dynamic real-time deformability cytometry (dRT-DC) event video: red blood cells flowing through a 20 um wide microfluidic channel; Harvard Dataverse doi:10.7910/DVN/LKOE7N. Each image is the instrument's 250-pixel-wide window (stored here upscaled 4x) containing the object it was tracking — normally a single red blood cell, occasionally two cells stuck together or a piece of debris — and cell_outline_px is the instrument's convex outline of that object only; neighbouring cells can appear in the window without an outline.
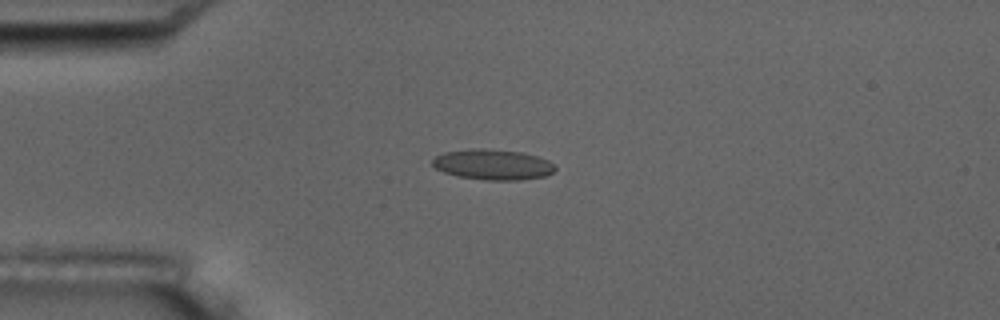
{"species": "common noctule bat (a hibernating species)", "species_latin": "Nyctalus noctula", "temperature_condition": "room temperature", "stored_images_in_passage": 9, "camera_frame_rate_fps": 3000, "um_per_image_px": 0.085, "animal": {"sex": "male", "body_mass_g": 17.5, "forearm_length_mm": 52.3}, "frame": {"image": 1, "passage_image": 3, "time_ms": 2.333, "image_size_px": [1000, 320], "cell_outline_px": [[556, 168], [552, 172], [544, 176], [520, 180], [484, 180], [456, 176], [444, 172], [436, 168], [432, 164], [432, 160], [436, 156], [444, 152], [472, 148], [484, 148], [520, 152], [536, 156], [548, 160]], "centroid_in_image_um": [41.85, 13.99], "position_along_channel_um": 43.1, "area_um2": 21.73}}
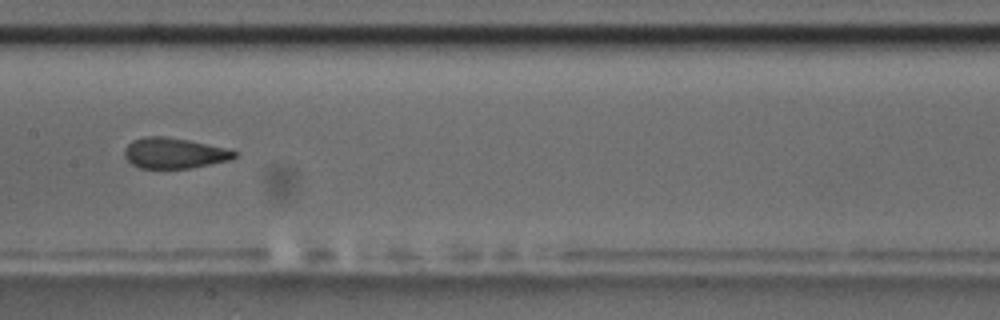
{"frame": {"image": 2, "passage_image": 7, "time_ms": 7.0, "image_size_px": [1000, 320], "cell_outline_px": [[240, 152], [232, 160], [188, 168], [140, 168], [132, 164], [124, 156], [124, 148], [132, 140], [144, 136], [168, 136], [232, 148]], "centroid_in_image_um": [14.87, 12.99], "position_along_channel_um": 192.5, "area_um2": 20.06}}